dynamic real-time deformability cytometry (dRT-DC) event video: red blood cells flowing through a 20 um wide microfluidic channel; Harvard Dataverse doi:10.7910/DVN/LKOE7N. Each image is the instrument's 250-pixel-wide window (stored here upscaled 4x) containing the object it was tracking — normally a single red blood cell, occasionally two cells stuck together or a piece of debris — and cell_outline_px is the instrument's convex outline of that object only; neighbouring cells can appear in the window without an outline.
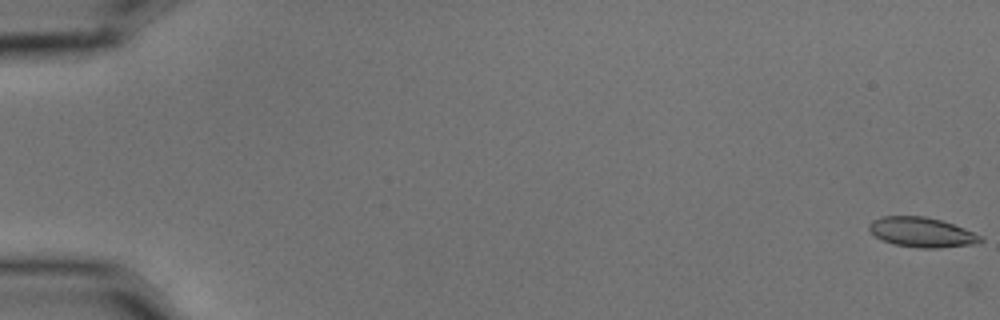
{"species": "common noctule bat (a hibernating species)", "species_latin": "Nyctalus noctula", "temperature_condition": "cold", "stored_images_in_passage": 2, "camera_frame_rate_fps": 3000, "um_per_image_px": 0.085, "animal": {"sex": "male", "body_mass_g": 15.6}, "frame": {"image": 1, "passage_image": 1, "time_ms": 0.0, "image_size_px": [1000, 320], "cell_outline_px": [[984, 240], [980, 244], [936, 248], [920, 248], [892, 244], [876, 236], [868, 228], [868, 224], [872, 220], [880, 216], [924, 216], [940, 220], [964, 228], [984, 236]], "centroid_in_image_um": [78.39, 19.75], "position_along_channel_um": 6.6, "area_um2": 19.54}}